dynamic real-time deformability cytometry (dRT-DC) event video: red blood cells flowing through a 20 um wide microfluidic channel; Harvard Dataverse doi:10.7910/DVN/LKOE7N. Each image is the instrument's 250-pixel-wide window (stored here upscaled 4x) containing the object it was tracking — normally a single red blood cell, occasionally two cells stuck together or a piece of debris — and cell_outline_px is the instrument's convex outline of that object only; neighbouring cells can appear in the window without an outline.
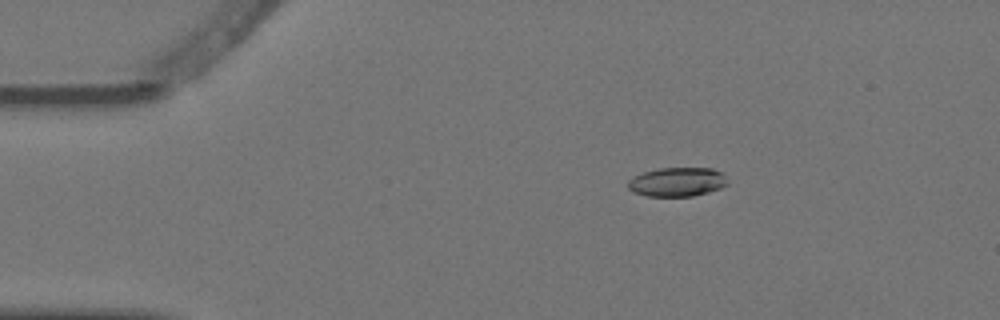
{"species": "Egyptian fruit bat (a non-hibernating species)", "species_latin": "Rousettus aegyptiacus", "temperature_condition": "warm", "stored_images_in_passage": 5, "camera_frame_rate_fps": 3000, "um_per_image_px": 0.085, "animal": {"sex": "female"}, "frame": {"image": 1, "passage_image": 3, "time_ms": 0.667, "image_size_px": [1000, 320], "cell_outline_px": [[728, 184], [720, 188], [708, 192], [692, 196], [648, 196], [632, 192], [628, 188], [628, 180], [632, 176], [644, 172], [660, 168], [712, 168], [724, 172]], "centroid_in_image_um": [57.56, 15.46], "position_along_channel_um": 27.4, "area_um2": 16.99}}
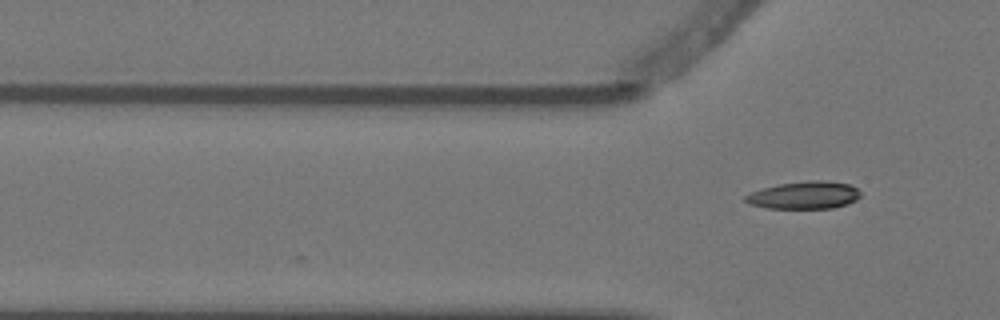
{"frame": {"image": 2, "passage_image": 5, "time_ms": 1.333, "image_size_px": [1000, 320], "cell_outline_px": [[860, 196], [856, 200], [848, 204], [832, 208], [768, 208], [748, 204], [744, 200], [744, 196], [752, 192], [764, 188], [780, 184], [812, 180], [824, 180], [852, 184], [860, 192]], "centroid_in_image_um": [68.39, 16.59], "position_along_channel_um": 57.4, "area_um2": 18.44}}